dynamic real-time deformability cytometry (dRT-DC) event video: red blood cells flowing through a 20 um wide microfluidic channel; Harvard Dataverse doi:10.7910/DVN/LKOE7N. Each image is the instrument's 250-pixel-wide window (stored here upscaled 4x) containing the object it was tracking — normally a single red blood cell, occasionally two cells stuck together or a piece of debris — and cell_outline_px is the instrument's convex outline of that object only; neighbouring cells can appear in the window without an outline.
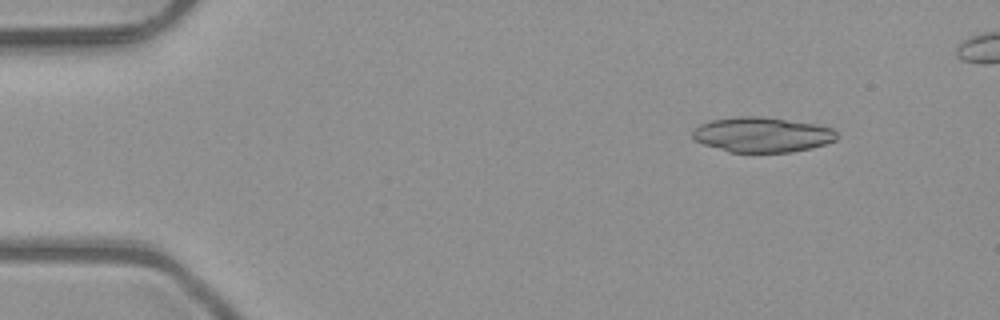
{"species": "common noctule bat (a hibernating species)", "species_latin": "Nyctalus noctula", "temperature_condition": "room temperature", "stored_images_in_passage": 4, "camera_frame_rate_fps": 3000, "um_per_image_px": 0.085, "animal": {"sex": "male", "body_mass_g": 23.1, "forearm_length_mm": 52.7}, "frame": {"image": 1, "passage_image": 1, "time_ms": 0.0, "image_size_px": [1000, 320], "cell_outline_px": [[836, 140], [812, 148], [792, 152], [728, 152], [692, 140], [692, 132], [700, 124], [712, 120], [740, 116], [760, 116], [816, 124], [832, 128], [836, 132]], "centroid_in_image_um": [64.76, 11.45], "position_along_channel_um": 20.2, "area_um2": 29.42}}